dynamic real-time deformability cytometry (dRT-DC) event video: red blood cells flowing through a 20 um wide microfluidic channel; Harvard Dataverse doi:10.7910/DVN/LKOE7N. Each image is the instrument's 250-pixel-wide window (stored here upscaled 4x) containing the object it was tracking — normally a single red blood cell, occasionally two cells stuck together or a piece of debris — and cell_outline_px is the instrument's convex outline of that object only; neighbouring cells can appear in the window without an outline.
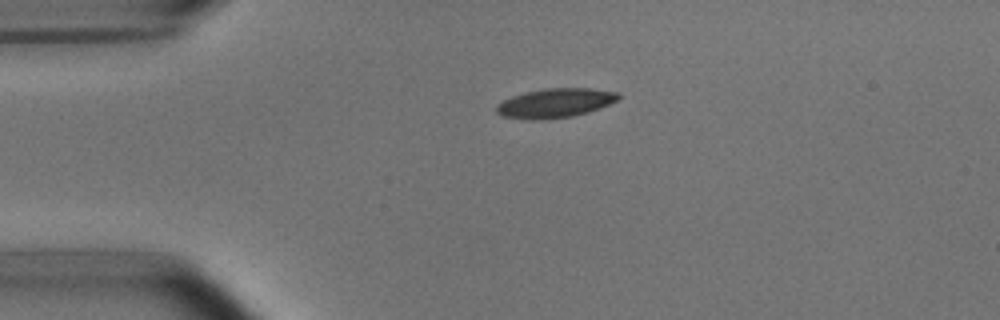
{"species": "common noctule bat (a hibernating species)", "species_latin": "Nyctalus noctula", "temperature_condition": "room temperature", "stored_images_in_passage": 3, "camera_frame_rate_fps": 3000, "um_per_image_px": 0.085, "animal": {"sex": "male", "body_mass_g": 15.6}, "frame": {"image": 1, "passage_image": 1, "time_ms": 0.0, "image_size_px": [1000, 320], "cell_outline_px": [[620, 96], [616, 100], [600, 108], [588, 112], [572, 116], [504, 116], [496, 112], [496, 104], [512, 96], [544, 88], [592, 88], [620, 92]], "centroid_in_image_um": [47.29, 8.68], "position_along_channel_um": 37.7, "area_um2": 19.59}}